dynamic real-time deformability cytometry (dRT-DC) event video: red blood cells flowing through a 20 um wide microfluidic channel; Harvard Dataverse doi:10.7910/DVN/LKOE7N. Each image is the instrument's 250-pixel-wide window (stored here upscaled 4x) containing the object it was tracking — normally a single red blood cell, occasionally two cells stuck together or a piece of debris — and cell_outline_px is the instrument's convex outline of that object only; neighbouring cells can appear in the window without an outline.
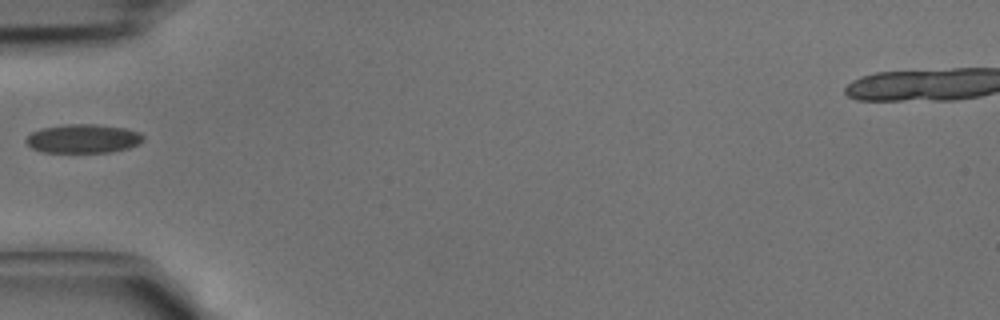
{"species": "common noctule bat (a hibernating species)", "species_latin": "Nyctalus noctula", "temperature_condition": "cold", "stored_images_in_passage": 29, "camera_frame_rate_fps": 3000, "um_per_image_px": 0.085, "animal": {"sex": "male", "body_mass_g": 15.6}, "frame": {"image": 1, "passage_image": 1, "time_ms": 0.0, "image_size_px": [1000, 320], "cell_outline_px": [[144, 140], [128, 148], [108, 152], [40, 152], [32, 148], [24, 140], [32, 132], [40, 128], [64, 124], [92, 124], [124, 128], [140, 132], [144, 136]], "centroid_in_image_um": [7.04, 11.78], "position_along_channel_um": 78.0, "area_um2": 19.65}}
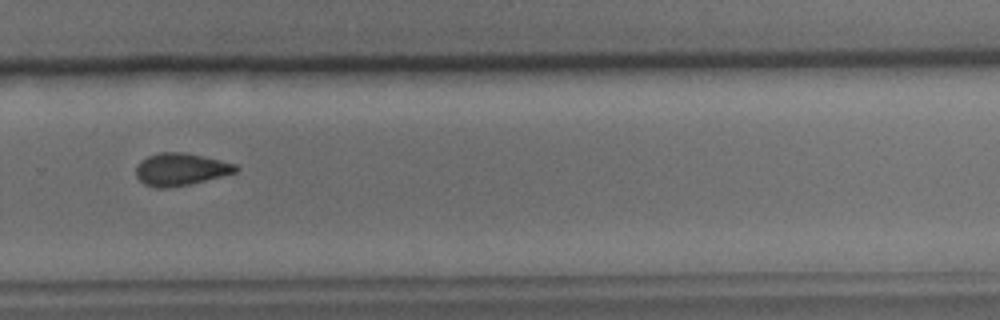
{"frame": {"image": 2, "passage_image": 16, "time_ms": 5.0, "image_size_px": [1000, 320], "cell_outline_px": [[240, 168], [236, 172], [188, 184], [168, 188], [156, 188], [144, 184], [136, 176], [136, 164], [140, 160], [148, 156], [160, 152], [184, 152], [220, 160], [236, 164]], "centroid_in_image_um": [15.32, 14.38], "position_along_channel_um": 314.5, "area_um2": 18.73}}
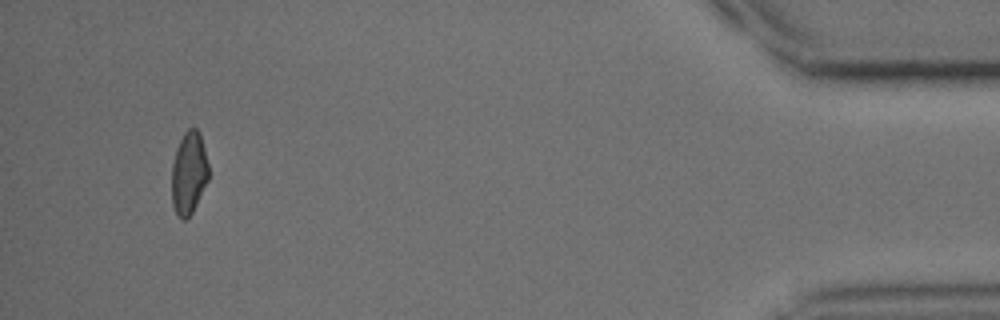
{"frame": {"image": 3, "passage_image": 27, "time_ms": 8.667, "image_size_px": [1000, 320], "cell_outline_px": [[208, 180], [192, 212], [184, 220], [176, 212], [172, 204], [172, 164], [176, 148], [184, 132], [188, 128], [196, 128], [200, 132], [208, 164]], "centroid_in_image_um": [16.05, 14.66], "position_along_channel_um": 419.2, "area_um2": 17.57}}